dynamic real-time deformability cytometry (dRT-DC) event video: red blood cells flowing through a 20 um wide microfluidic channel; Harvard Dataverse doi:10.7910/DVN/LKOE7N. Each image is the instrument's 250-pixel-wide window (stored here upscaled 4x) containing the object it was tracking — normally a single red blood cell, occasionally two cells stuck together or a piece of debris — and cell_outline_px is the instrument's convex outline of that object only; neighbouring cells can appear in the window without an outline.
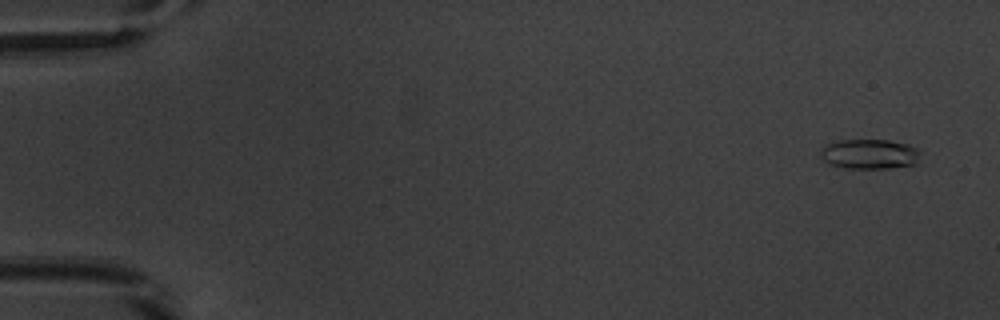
{"species": "common noctule bat (a hibernating species)", "species_latin": "Nyctalus noctula", "temperature_condition": "warm", "stored_images_in_passage": 51, "camera_frame_rate_fps": 3000, "um_per_image_px": 0.085, "animal": {"sex": "male", "body_mass_g": 20.1, "forearm_length_mm": 53.5}, "frame": {"image": 1, "passage_image": 1, "time_ms": 0.0, "image_size_px": [1000, 320], "cell_outline_px": [[920, 152], [916, 164], [888, 168], [848, 168], [828, 164], [820, 156], [820, 152], [828, 144], [840, 140], [888, 140], [908, 144], [920, 148]], "centroid_in_image_um": [73.94, 13.09], "position_along_channel_um": 11.1, "area_um2": 17.34}}
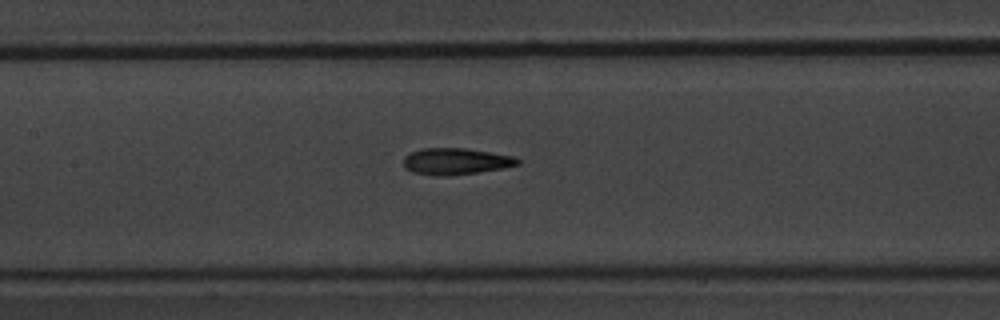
{"frame": {"image": 2, "passage_image": 24, "time_ms": 7.667, "image_size_px": [1000, 320], "cell_outline_px": [[520, 164], [504, 168], [448, 176], [436, 176], [412, 172], [404, 168], [404, 156], [420, 148], [464, 148], [492, 152], [512, 156], [520, 160]], "centroid_in_image_um": [38.72, 13.71], "position_along_channel_um": 168.7, "area_um2": 17.69}}
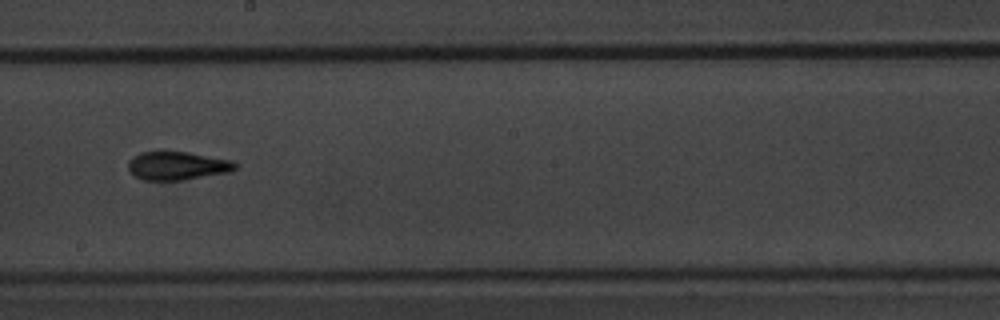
{"frame": {"image": 3, "passage_image": 29, "time_ms": 9.333, "image_size_px": [1000, 320], "cell_outline_px": [[236, 168], [228, 172], [184, 180], [144, 180], [132, 176], [128, 168], [128, 160], [132, 156], [140, 152], [188, 152], [232, 160], [236, 164]], "centroid_in_image_um": [15.02, 14.09], "position_along_channel_um": 233.2, "area_um2": 17.74}, "authors_computed_cell_mechanics": {"area_um2": 17.34, "velocity_mm_per_s": 3.8851, "shape_relaxation_time_tau1_ms": 5.0646, "shape_relaxation_time_tau2_ms": 2.6066, "deformation_change_tau1": 0.1821, "deformation_change_tau2": 0.1265}}